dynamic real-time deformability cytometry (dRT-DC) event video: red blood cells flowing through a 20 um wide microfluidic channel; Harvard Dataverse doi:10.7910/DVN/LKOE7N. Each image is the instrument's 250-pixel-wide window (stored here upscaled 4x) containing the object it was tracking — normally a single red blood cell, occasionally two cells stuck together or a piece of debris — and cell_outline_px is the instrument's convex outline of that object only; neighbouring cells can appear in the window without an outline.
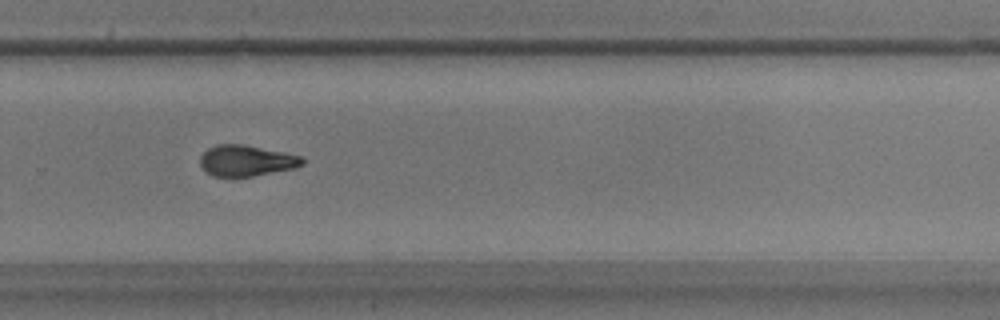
{"species": "common noctule bat (a hibernating species)", "species_latin": "Nyctalus noctula", "temperature_condition": "warm", "stored_images_in_passage": 36, "camera_frame_rate_fps": 3000, "um_per_image_px": 0.085, "animal": {"sex": "male", "body_mass_g": 17.9}, "frame": {"image": 1, "passage_image": 22, "time_ms": 7.0, "image_size_px": [1000, 320], "cell_outline_px": [[304, 164], [296, 168], [252, 176], [212, 176], [200, 164], [200, 156], [208, 148], [216, 144], [240, 144], [284, 152], [304, 156]], "centroid_in_image_um": [20.97, 13.65], "position_along_channel_um": 308.8, "area_um2": 18.38}}
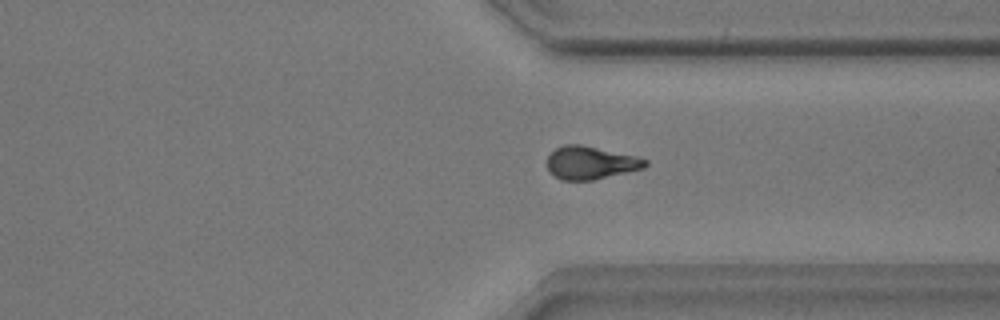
{"frame": {"image": 2, "passage_image": 26, "time_ms": 8.333, "image_size_px": [1000, 320], "cell_outline_px": [[648, 164], [644, 168], [592, 180], [560, 180], [552, 176], [548, 172], [548, 156], [556, 148], [564, 144], [580, 144], [636, 156], [648, 160]], "centroid_in_image_um": [50.17, 13.84], "position_along_channel_um": 361.2, "area_um2": 18.84}}
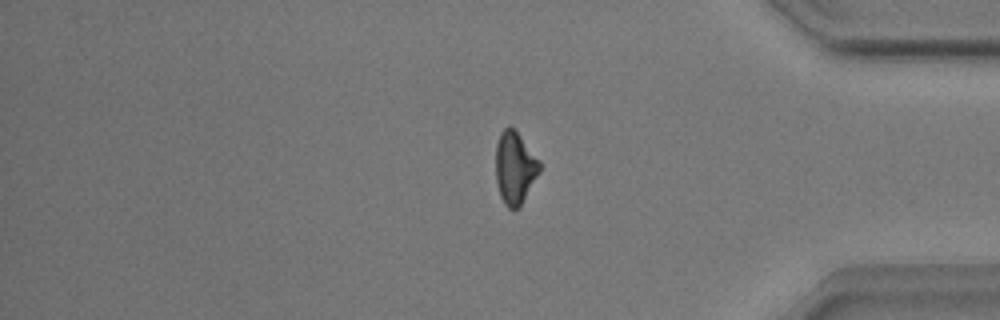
{"frame": {"image": 3, "passage_image": 30, "time_ms": 9.667, "image_size_px": [1000, 320], "cell_outline_px": [[540, 172], [520, 208], [508, 208], [504, 204], [500, 196], [496, 184], [496, 144], [500, 132], [508, 124], [516, 132], [540, 160]], "centroid_in_image_um": [43.76, 14.29], "position_along_channel_um": 391.4, "area_um2": 18.61}}